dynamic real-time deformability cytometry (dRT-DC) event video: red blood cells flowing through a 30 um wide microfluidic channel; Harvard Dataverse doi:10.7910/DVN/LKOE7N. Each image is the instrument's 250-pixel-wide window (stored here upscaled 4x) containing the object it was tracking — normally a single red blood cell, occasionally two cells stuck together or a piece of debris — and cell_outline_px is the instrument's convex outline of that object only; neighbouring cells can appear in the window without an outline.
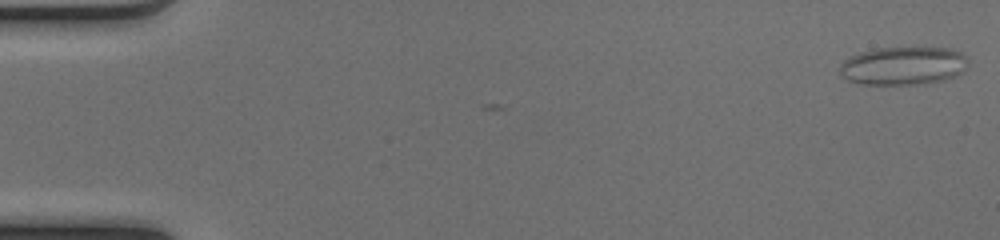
{"species": "common noctule bat (a hibernating species)", "species_latin": "Nyctalus noctula", "temperature_condition": "cold", "stored_images_in_passage": 2, "camera_frame_rate_fps": 3000, "um_per_image_px": 0.085, "animal": {"sex": "female", "body_mass_g": 17.0, "forearm_length_mm": 48.0}, "frame": {"image": 1, "passage_image": 2, "time_ms": 0.333, "image_size_px": [1000, 240], "cell_outline_px": [[968, 68], [964, 72], [956, 76], [944, 80], [924, 84], [860, 84], [848, 80], [840, 76], [840, 64], [848, 56], [860, 52], [876, 48], [948, 48], [960, 52], [968, 60]], "centroid_in_image_um": [76.78, 5.6], "position_along_channel_um": 8.2, "area_um2": 28.9}}